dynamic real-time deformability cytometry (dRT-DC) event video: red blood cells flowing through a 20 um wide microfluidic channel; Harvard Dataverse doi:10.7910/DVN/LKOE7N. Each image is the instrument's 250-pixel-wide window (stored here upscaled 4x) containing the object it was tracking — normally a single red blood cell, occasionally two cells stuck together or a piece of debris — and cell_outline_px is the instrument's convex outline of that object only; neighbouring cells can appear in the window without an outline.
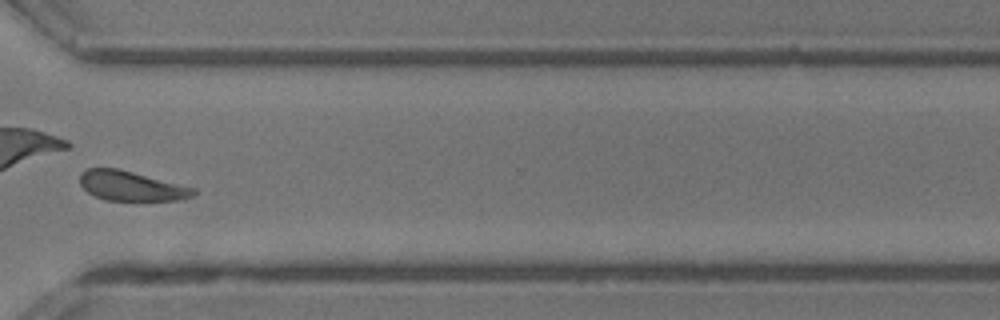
{"species": "common noctule bat (a hibernating species)", "species_latin": "Nyctalus noctula", "temperature_condition": "room temperature", "stored_images_in_passage": 40, "camera_frame_rate_fps": 3000, "um_per_image_px": 0.085, "animal": {"sex": "male", "body_mass_g": 13.3}, "frame": {"image": 1, "passage_image": 29, "time_ms": 9.333, "image_size_px": [1000, 320], "cell_outline_px": [[196, 192], [192, 196], [184, 200], [104, 200], [88, 192], [80, 184], [80, 172], [88, 168], [120, 168], [196, 188]], "centroid_in_image_um": [11.17, 15.8], "position_along_channel_um": 359.4, "area_um2": 19.77}, "authors_computed_cell_mechanics": {"area_um2": 21.1548, "velocity_mm_per_s": 4.7915, "shape_relaxation_time_tau1_ms": 1.6949, "shape_relaxation_time_tau2_ms": null, "deformation_change_tau1": 0.101, "deformation_change_tau2": null}}